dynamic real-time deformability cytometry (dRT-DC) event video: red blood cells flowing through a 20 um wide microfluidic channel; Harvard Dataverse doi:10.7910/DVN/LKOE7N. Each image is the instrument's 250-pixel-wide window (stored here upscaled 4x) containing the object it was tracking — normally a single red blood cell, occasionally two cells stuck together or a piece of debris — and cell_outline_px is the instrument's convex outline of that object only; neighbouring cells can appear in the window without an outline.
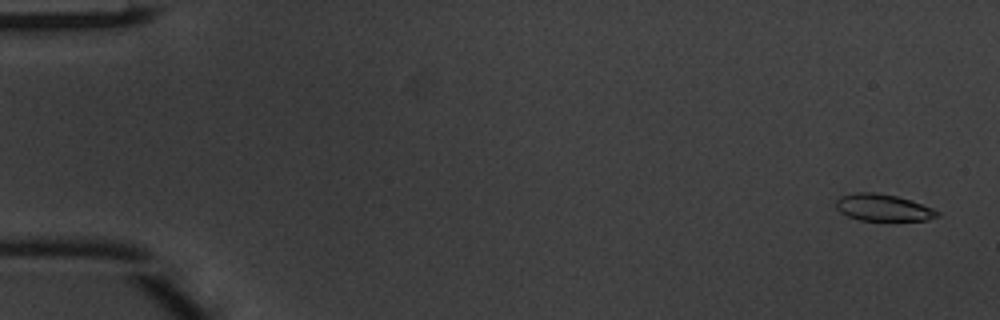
{"species": "common noctule bat (a hibernating species)", "species_latin": "Nyctalus noctula", "temperature_condition": "warm", "stored_images_in_passage": 49, "camera_frame_rate_fps": 3000, "um_per_image_px": 0.085, "animal": {"sex": "male", "body_mass_g": 20.1, "forearm_length_mm": 53.5}, "frame": {"image": 1, "passage_image": 2, "time_ms": 0.333, "image_size_px": [1000, 320], "cell_outline_px": [[940, 216], [928, 220], [860, 220], [848, 216], [840, 212], [836, 208], [836, 200], [840, 196], [856, 192], [872, 192], [896, 196], [932, 208], [940, 212]], "centroid_in_image_um": [75.04, 17.65], "position_along_channel_um": 10.0, "area_um2": 15.66}}
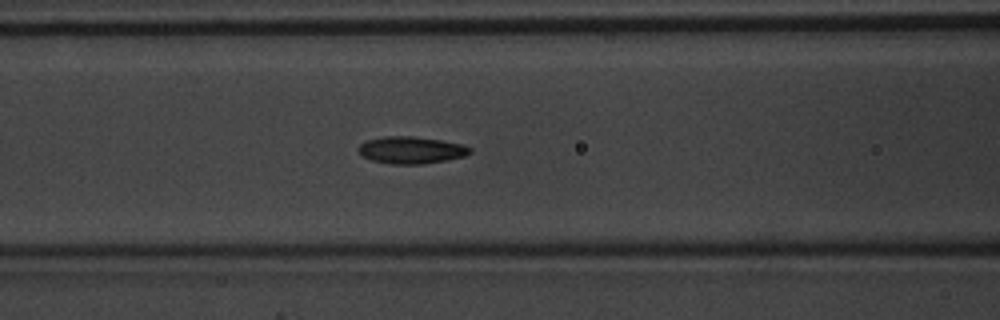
{"frame": {"image": 2, "passage_image": 21, "time_ms": 6.667, "image_size_px": [1000, 320], "cell_outline_px": [[472, 152], [464, 156], [424, 164], [392, 164], [372, 160], [364, 156], [360, 152], [360, 144], [368, 140], [384, 136], [412, 136], [440, 140], [460, 144], [472, 148]], "centroid_in_image_um": [34.97, 12.75], "position_along_channel_um": 131.6, "area_um2": 17.28}}
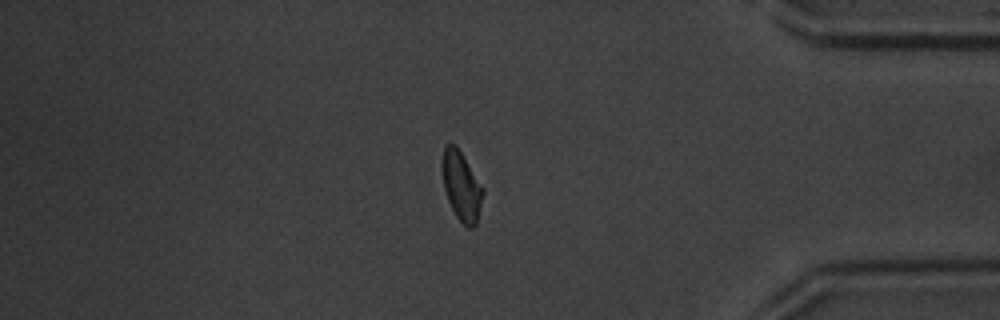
{"frame": {"image": 3, "passage_image": 42, "time_ms": 13.667, "image_size_px": [1000, 320], "cell_outline_px": [[484, 192], [476, 224], [472, 228], [468, 228], [456, 216], [448, 200], [444, 188], [440, 168], [440, 160], [444, 148], [448, 144], [456, 144], [484, 188]], "centroid_in_image_um": [39.2, 15.77], "position_along_channel_um": 396.0, "area_um2": 16.59}, "authors_computed_cell_mechanics": {"area_um2": 16.5886, "velocity_mm_per_s": 4.1622, "shape_relaxation_time_tau1_ms": 3.8617, "shape_relaxation_time_tau2_ms": 2.4562, "deformation_change_tau1": 0.1404, "deformation_change_tau2": 0.0806}}